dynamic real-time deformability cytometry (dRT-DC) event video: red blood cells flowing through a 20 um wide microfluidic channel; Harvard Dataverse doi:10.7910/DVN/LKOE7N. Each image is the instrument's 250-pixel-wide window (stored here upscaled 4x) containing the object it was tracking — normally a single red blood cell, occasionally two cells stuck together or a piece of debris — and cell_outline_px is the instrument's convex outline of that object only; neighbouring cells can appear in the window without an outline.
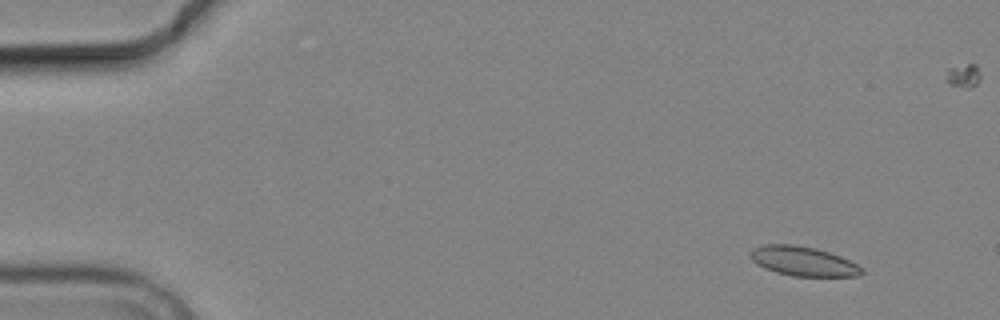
{"species": "common noctule bat (a hibernating species)", "species_latin": "Nyctalus noctula", "temperature_condition": "cold", "stored_images_in_passage": 9, "camera_frame_rate_fps": 3000, "um_per_image_px": 0.085, "animal": {"sex": "male", "body_mass_g": 19.2, "forearm_length_mm": 51.8}, "frame": {"image": 1, "passage_image": 2, "time_ms": 1.333, "image_size_px": [1000, 320], "cell_outline_px": [[864, 272], [860, 276], [792, 276], [776, 272], [764, 268], [756, 264], [752, 260], [748, 252], [752, 248], [764, 244], [796, 244], [816, 248], [840, 256], [864, 268]], "centroid_in_image_um": [68.24, 22.2], "position_along_channel_um": 16.8, "area_um2": 19.31}}
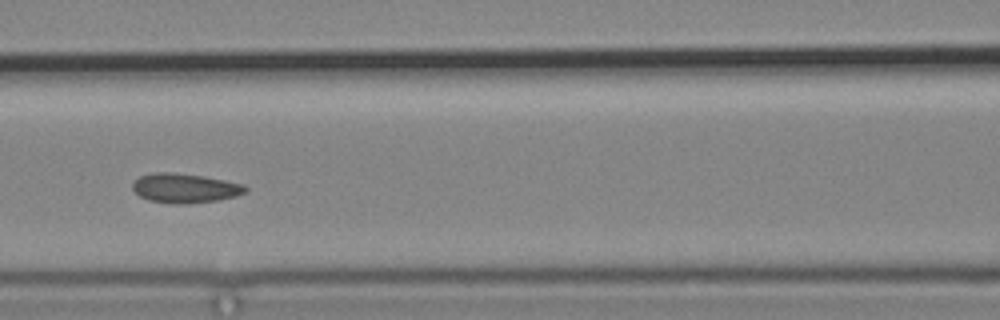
{"frame": {"image": 2, "passage_image": 8, "time_ms": 8.0, "image_size_px": [1000, 320], "cell_outline_px": [[248, 188], [244, 192], [236, 196], [216, 200], [188, 204], [172, 204], [148, 200], [140, 196], [132, 188], [132, 184], [140, 176], [156, 172], [172, 172], [204, 176], [244, 184]], "centroid_in_image_um": [15.71, 15.99], "position_along_channel_um": 150.9, "area_um2": 19.31}}
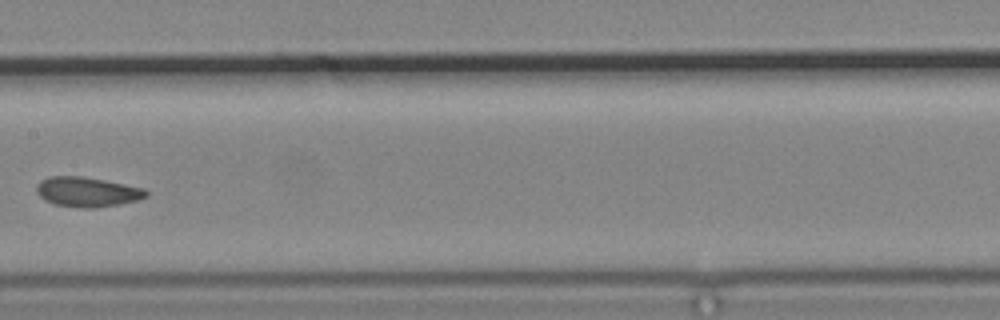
{"frame": {"image": 3, "passage_image": 9, "time_ms": 9.333, "image_size_px": [1000, 320], "cell_outline_px": [[148, 196], [140, 200], [120, 204], [92, 208], [80, 208], [56, 204], [44, 200], [36, 192], [36, 188], [40, 180], [48, 176], [80, 176], [104, 180], [144, 188], [148, 192]], "centroid_in_image_um": [7.42, 16.31], "position_along_channel_um": 200.0, "area_um2": 19.07}}